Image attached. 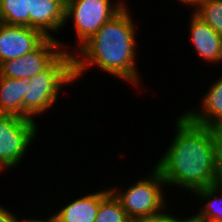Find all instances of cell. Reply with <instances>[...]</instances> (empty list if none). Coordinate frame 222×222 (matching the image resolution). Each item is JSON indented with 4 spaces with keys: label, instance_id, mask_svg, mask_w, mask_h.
Wrapping results in <instances>:
<instances>
[{
    "label": "cell",
    "instance_id": "6da1fadb",
    "mask_svg": "<svg viewBox=\"0 0 222 222\" xmlns=\"http://www.w3.org/2000/svg\"><path fill=\"white\" fill-rule=\"evenodd\" d=\"M175 124V137L154 166L165 184L190 192L216 185L218 175L210 127L193 123L184 113Z\"/></svg>",
    "mask_w": 222,
    "mask_h": 222
},
{
    "label": "cell",
    "instance_id": "277c9868",
    "mask_svg": "<svg viewBox=\"0 0 222 222\" xmlns=\"http://www.w3.org/2000/svg\"><path fill=\"white\" fill-rule=\"evenodd\" d=\"M152 170L149 177L135 181L124 192L122 189L117 190L116 187L110 189L132 222L148 220L162 213L161 211L167 207L162 192L163 185H166L165 181L155 167Z\"/></svg>",
    "mask_w": 222,
    "mask_h": 222
},
{
    "label": "cell",
    "instance_id": "2e32d148",
    "mask_svg": "<svg viewBox=\"0 0 222 222\" xmlns=\"http://www.w3.org/2000/svg\"><path fill=\"white\" fill-rule=\"evenodd\" d=\"M95 222H132L120 201L110 191L101 201Z\"/></svg>",
    "mask_w": 222,
    "mask_h": 222
},
{
    "label": "cell",
    "instance_id": "ffe728a7",
    "mask_svg": "<svg viewBox=\"0 0 222 222\" xmlns=\"http://www.w3.org/2000/svg\"><path fill=\"white\" fill-rule=\"evenodd\" d=\"M16 215L8 211L7 208L0 206V222H20V219L18 217H15Z\"/></svg>",
    "mask_w": 222,
    "mask_h": 222
},
{
    "label": "cell",
    "instance_id": "5bb4252c",
    "mask_svg": "<svg viewBox=\"0 0 222 222\" xmlns=\"http://www.w3.org/2000/svg\"><path fill=\"white\" fill-rule=\"evenodd\" d=\"M220 192V193H219ZM221 194V196L217 195ZM199 199L207 201L198 213H195L196 222H222V189L216 184L194 192ZM216 196V197H215ZM219 196V198H218Z\"/></svg>",
    "mask_w": 222,
    "mask_h": 222
},
{
    "label": "cell",
    "instance_id": "7a4b0ae2",
    "mask_svg": "<svg viewBox=\"0 0 222 222\" xmlns=\"http://www.w3.org/2000/svg\"><path fill=\"white\" fill-rule=\"evenodd\" d=\"M128 6H124L107 21L73 54L75 81L86 72L89 65L98 66L101 71L140 86L136 65V28ZM76 56V57H75Z\"/></svg>",
    "mask_w": 222,
    "mask_h": 222
},
{
    "label": "cell",
    "instance_id": "30bf717a",
    "mask_svg": "<svg viewBox=\"0 0 222 222\" xmlns=\"http://www.w3.org/2000/svg\"><path fill=\"white\" fill-rule=\"evenodd\" d=\"M191 42L197 54L210 63H217L222 36L193 13L189 23Z\"/></svg>",
    "mask_w": 222,
    "mask_h": 222
},
{
    "label": "cell",
    "instance_id": "cb8c5ba5",
    "mask_svg": "<svg viewBox=\"0 0 222 222\" xmlns=\"http://www.w3.org/2000/svg\"><path fill=\"white\" fill-rule=\"evenodd\" d=\"M217 185L222 189V177H218Z\"/></svg>",
    "mask_w": 222,
    "mask_h": 222
},
{
    "label": "cell",
    "instance_id": "4fadbf2b",
    "mask_svg": "<svg viewBox=\"0 0 222 222\" xmlns=\"http://www.w3.org/2000/svg\"><path fill=\"white\" fill-rule=\"evenodd\" d=\"M27 79L0 76V113L23 117V96Z\"/></svg>",
    "mask_w": 222,
    "mask_h": 222
},
{
    "label": "cell",
    "instance_id": "9c48e42d",
    "mask_svg": "<svg viewBox=\"0 0 222 222\" xmlns=\"http://www.w3.org/2000/svg\"><path fill=\"white\" fill-rule=\"evenodd\" d=\"M65 0H27L30 28L40 31L47 38L65 24ZM52 32V33H50Z\"/></svg>",
    "mask_w": 222,
    "mask_h": 222
},
{
    "label": "cell",
    "instance_id": "3957f363",
    "mask_svg": "<svg viewBox=\"0 0 222 222\" xmlns=\"http://www.w3.org/2000/svg\"><path fill=\"white\" fill-rule=\"evenodd\" d=\"M73 52L63 51L47 68L27 79L23 118L34 120L53 106L63 86L74 83Z\"/></svg>",
    "mask_w": 222,
    "mask_h": 222
},
{
    "label": "cell",
    "instance_id": "8fae6325",
    "mask_svg": "<svg viewBox=\"0 0 222 222\" xmlns=\"http://www.w3.org/2000/svg\"><path fill=\"white\" fill-rule=\"evenodd\" d=\"M110 192V189L86 194L73 200L60 211L55 212L59 222H95L99 210L100 201Z\"/></svg>",
    "mask_w": 222,
    "mask_h": 222
},
{
    "label": "cell",
    "instance_id": "603a6c76",
    "mask_svg": "<svg viewBox=\"0 0 222 222\" xmlns=\"http://www.w3.org/2000/svg\"><path fill=\"white\" fill-rule=\"evenodd\" d=\"M217 62H222V38H221V42H220V49H219V55H218Z\"/></svg>",
    "mask_w": 222,
    "mask_h": 222
},
{
    "label": "cell",
    "instance_id": "ac0fdd59",
    "mask_svg": "<svg viewBox=\"0 0 222 222\" xmlns=\"http://www.w3.org/2000/svg\"><path fill=\"white\" fill-rule=\"evenodd\" d=\"M218 177H222V124L210 127Z\"/></svg>",
    "mask_w": 222,
    "mask_h": 222
},
{
    "label": "cell",
    "instance_id": "52a82bcc",
    "mask_svg": "<svg viewBox=\"0 0 222 222\" xmlns=\"http://www.w3.org/2000/svg\"><path fill=\"white\" fill-rule=\"evenodd\" d=\"M62 45L64 44L60 43L57 38H46L33 51L20 58L2 62L0 76L29 79L47 68L63 51L68 50Z\"/></svg>",
    "mask_w": 222,
    "mask_h": 222
},
{
    "label": "cell",
    "instance_id": "ba28073f",
    "mask_svg": "<svg viewBox=\"0 0 222 222\" xmlns=\"http://www.w3.org/2000/svg\"><path fill=\"white\" fill-rule=\"evenodd\" d=\"M46 38L40 31L28 26L0 22V64L33 51Z\"/></svg>",
    "mask_w": 222,
    "mask_h": 222
},
{
    "label": "cell",
    "instance_id": "e0dca14e",
    "mask_svg": "<svg viewBox=\"0 0 222 222\" xmlns=\"http://www.w3.org/2000/svg\"><path fill=\"white\" fill-rule=\"evenodd\" d=\"M193 13L222 36V0H203Z\"/></svg>",
    "mask_w": 222,
    "mask_h": 222
},
{
    "label": "cell",
    "instance_id": "9a60e30c",
    "mask_svg": "<svg viewBox=\"0 0 222 222\" xmlns=\"http://www.w3.org/2000/svg\"><path fill=\"white\" fill-rule=\"evenodd\" d=\"M0 22L7 25L30 27L27 0H0Z\"/></svg>",
    "mask_w": 222,
    "mask_h": 222
},
{
    "label": "cell",
    "instance_id": "44dd1931",
    "mask_svg": "<svg viewBox=\"0 0 222 222\" xmlns=\"http://www.w3.org/2000/svg\"><path fill=\"white\" fill-rule=\"evenodd\" d=\"M20 222H59V220L55 217V215H52L50 217H48L47 219H24V220H21L20 219Z\"/></svg>",
    "mask_w": 222,
    "mask_h": 222
},
{
    "label": "cell",
    "instance_id": "7c38bea8",
    "mask_svg": "<svg viewBox=\"0 0 222 222\" xmlns=\"http://www.w3.org/2000/svg\"><path fill=\"white\" fill-rule=\"evenodd\" d=\"M203 109L186 111L184 114L195 124L212 127L222 124V77L218 78L202 99Z\"/></svg>",
    "mask_w": 222,
    "mask_h": 222
},
{
    "label": "cell",
    "instance_id": "5b68a950",
    "mask_svg": "<svg viewBox=\"0 0 222 222\" xmlns=\"http://www.w3.org/2000/svg\"><path fill=\"white\" fill-rule=\"evenodd\" d=\"M114 4L110 0H65V23L72 19L79 49L87 42L107 21L116 15L125 3Z\"/></svg>",
    "mask_w": 222,
    "mask_h": 222
},
{
    "label": "cell",
    "instance_id": "7402d4cb",
    "mask_svg": "<svg viewBox=\"0 0 222 222\" xmlns=\"http://www.w3.org/2000/svg\"><path fill=\"white\" fill-rule=\"evenodd\" d=\"M201 1L203 0H179V2H182L184 5H190V6H193V9L194 7H196Z\"/></svg>",
    "mask_w": 222,
    "mask_h": 222
},
{
    "label": "cell",
    "instance_id": "d6986e66",
    "mask_svg": "<svg viewBox=\"0 0 222 222\" xmlns=\"http://www.w3.org/2000/svg\"><path fill=\"white\" fill-rule=\"evenodd\" d=\"M142 222H196L194 219V216L186 217L184 219L180 218L169 213H166V211H162V213L155 215L154 217H151L148 220L142 221Z\"/></svg>",
    "mask_w": 222,
    "mask_h": 222
},
{
    "label": "cell",
    "instance_id": "8992f818",
    "mask_svg": "<svg viewBox=\"0 0 222 222\" xmlns=\"http://www.w3.org/2000/svg\"><path fill=\"white\" fill-rule=\"evenodd\" d=\"M37 122L0 113V170L13 168L23 159L37 134Z\"/></svg>",
    "mask_w": 222,
    "mask_h": 222
}]
</instances>
